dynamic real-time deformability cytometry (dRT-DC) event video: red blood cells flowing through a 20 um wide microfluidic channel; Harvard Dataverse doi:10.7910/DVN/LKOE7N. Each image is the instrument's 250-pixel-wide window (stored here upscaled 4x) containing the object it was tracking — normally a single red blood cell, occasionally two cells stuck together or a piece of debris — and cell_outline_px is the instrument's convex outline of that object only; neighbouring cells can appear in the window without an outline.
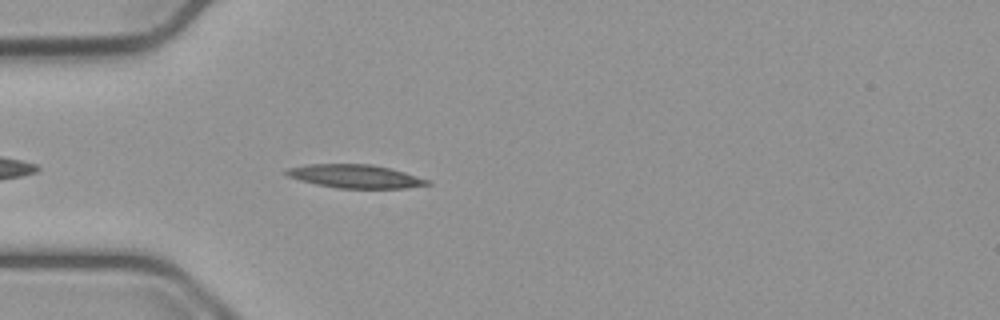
{"species": "common noctule bat (a hibernating species)", "species_latin": "Nyctalus noctula", "temperature_condition": "cold", "stored_images_in_passage": 28, "camera_frame_rate_fps": 3000, "um_per_image_px": 0.085, "animal": {"sex": "male", "body_mass_g": 23.1, "forearm_length_mm": 52.7}, "frame": {"image": 1, "passage_image": 4, "time_ms": 1.0, "image_size_px": [1000, 320], "cell_outline_px": [[432, 184], [404, 188], [336, 188], [316, 184], [300, 180], [288, 176], [284, 172], [284, 168], [308, 164], [372, 164], [404, 172], [432, 180]], "centroid_in_image_um": [30.19, 14.98], "position_along_channel_um": 54.8, "area_um2": 19.31}}
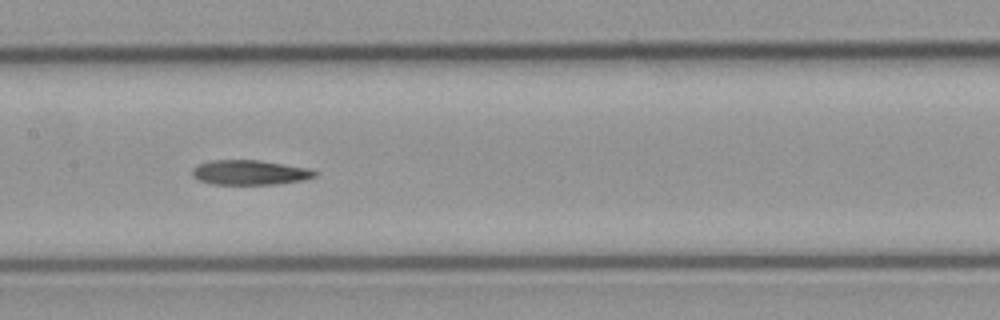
{"frame": {"image": 2, "passage_image": 15, "time_ms": 4.667, "image_size_px": [1000, 320], "cell_outline_px": [[316, 176], [304, 180], [276, 184], [212, 184], [200, 180], [192, 176], [192, 168], [200, 164], [212, 160], [260, 160], [308, 168], [316, 172]], "centroid_in_image_um": [21.23, 14.66], "position_along_channel_um": 186.2, "area_um2": 17.57}}
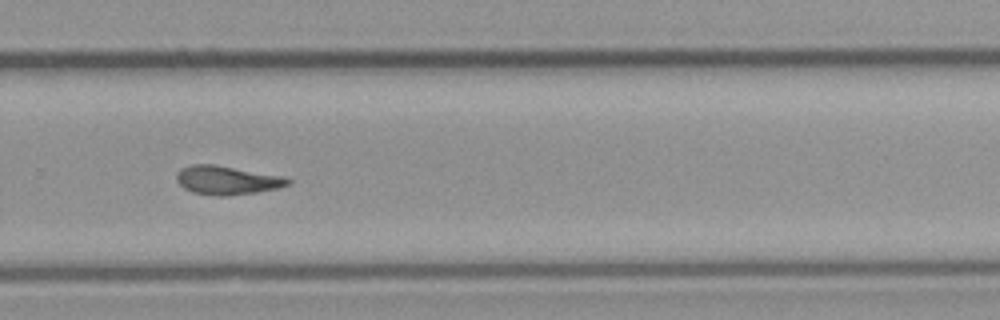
{"frame": {"image": 3, "passage_image": 25, "time_ms": 8.0, "image_size_px": [1000, 320], "cell_outline_px": [[292, 180], [288, 184], [276, 188], [256, 192], [228, 196], [216, 196], [192, 192], [184, 188], [176, 180], [176, 172], [180, 168], [192, 164], [216, 164], [280, 176]], "centroid_in_image_um": [19.22, 15.31], "position_along_channel_um": 310.6, "area_um2": 18.55}}